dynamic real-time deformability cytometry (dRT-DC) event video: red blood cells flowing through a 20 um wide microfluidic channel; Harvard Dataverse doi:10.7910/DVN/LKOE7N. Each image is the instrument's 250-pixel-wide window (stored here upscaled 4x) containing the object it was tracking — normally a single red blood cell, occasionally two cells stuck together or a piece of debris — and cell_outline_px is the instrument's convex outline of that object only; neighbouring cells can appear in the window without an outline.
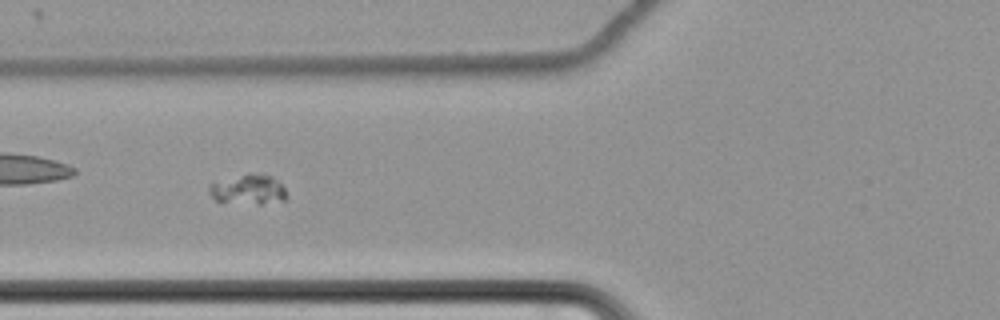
{"species": "common noctule bat (a hibernating species)", "species_latin": "Nyctalus noctula", "temperature_condition": "cold", "stored_images_in_passage": 55, "camera_frame_rate_fps": 3000, "um_per_image_px": 0.085, "animal": {"sex": "female", "body_mass_g": 22.7, "forearm_length_mm": 54.2}, "frame": {"image": 1, "passage_image": 19, "time_ms": 6.0, "image_size_px": [1000, 320], "cell_outline_px": [[288, 200], [260, 204], [216, 200], [208, 192], [208, 188], [212, 184], [248, 172], [272, 176], [284, 188], [288, 196]], "centroid_in_image_um": [21.17, 16.1], "position_along_channel_um": 104.6, "area_um2": 13.24}}
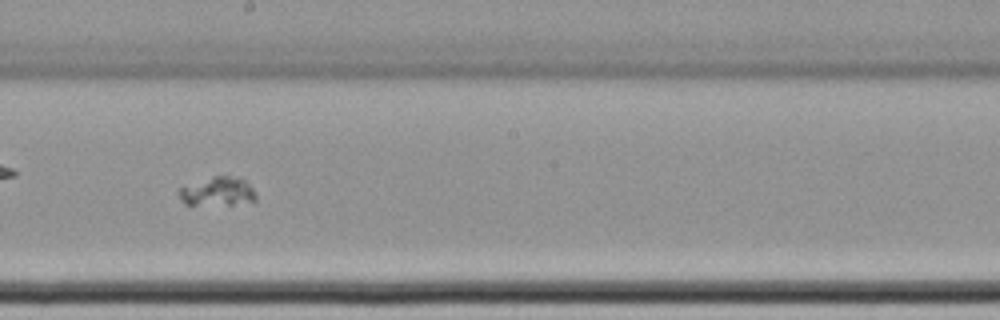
{"frame": {"image": 2, "passage_image": 30, "time_ms": 9.667, "image_size_px": [1000, 320], "cell_outline_px": [[256, 204], [184, 204], [180, 200], [176, 192], [180, 188], [212, 176], [240, 176], [256, 192]], "centroid_in_image_um": [18.55, 16.29], "position_along_channel_um": 229.7, "area_um2": 13.18}}
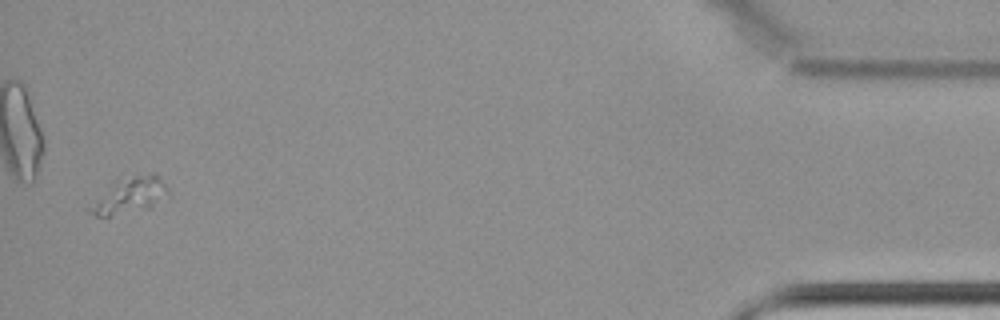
{"frame": {"image": 3, "passage_image": 54, "time_ms": 17.667, "image_size_px": [1000, 320], "cell_outline_px": [[168, 196], [152, 208], [108, 216], [96, 216], [88, 208], [116, 180], [136, 176], [156, 176], [168, 188]], "centroid_in_image_um": [11.06, 16.66], "position_along_channel_um": 424.1, "area_um2": 15.55}}